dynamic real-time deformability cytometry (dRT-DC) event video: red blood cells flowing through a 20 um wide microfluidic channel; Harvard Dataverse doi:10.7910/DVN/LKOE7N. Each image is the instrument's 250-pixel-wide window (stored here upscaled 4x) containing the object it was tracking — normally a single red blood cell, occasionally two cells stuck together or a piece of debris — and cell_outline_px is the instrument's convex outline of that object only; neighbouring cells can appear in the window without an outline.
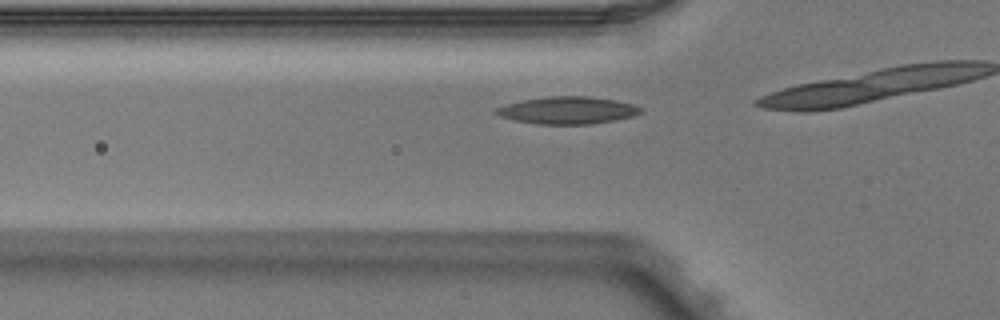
{"species": "Egyptian fruit bat (a non-hibernating species)", "species_latin": "Rousettus aegyptiacus", "temperature_condition": "warm", "stored_images_in_passage": 4, "camera_frame_rate_fps": 3000, "um_per_image_px": 0.085, "animal": {"sex": "male"}, "frame": {"image": 1, "passage_image": 4, "time_ms": 1.0, "image_size_px": [1000, 320], "cell_outline_px": [[640, 112], [632, 116], [616, 120], [592, 124], [536, 124], [512, 120], [500, 116], [492, 112], [496, 108], [508, 104], [524, 100], [548, 96], [588, 96], [616, 100], [636, 104], [640, 108]], "centroid_in_image_um": [48.24, 9.38], "position_along_channel_um": 77.6, "area_um2": 23.0}}